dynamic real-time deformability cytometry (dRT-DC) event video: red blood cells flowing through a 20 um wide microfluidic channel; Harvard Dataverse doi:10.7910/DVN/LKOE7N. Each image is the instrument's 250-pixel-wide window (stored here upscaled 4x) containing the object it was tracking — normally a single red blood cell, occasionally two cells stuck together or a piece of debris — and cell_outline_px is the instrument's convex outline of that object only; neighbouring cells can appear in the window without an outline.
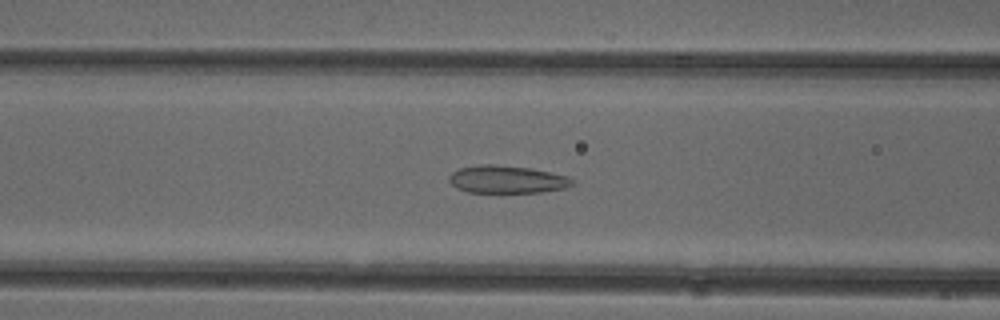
{"species": "common noctule bat (a hibernating species)", "species_latin": "Nyctalus noctula", "temperature_condition": "cold", "stored_images_in_passage": 39, "camera_frame_rate_fps": 3000, "um_per_image_px": 0.085, "animal": {"sex": "female"}, "frame": {"image": 1, "passage_image": 7, "time_ms": 2.0, "image_size_px": [1000, 320], "cell_outline_px": [[576, 180], [572, 184], [564, 188], [540, 192], [468, 192], [456, 188], [448, 180], [448, 176], [452, 172], [460, 168], [480, 164], [492, 164], [528, 168], [568, 176]], "centroid_in_image_um": [43.06, 15.25], "position_along_channel_um": 123.5, "area_um2": 19.71}}
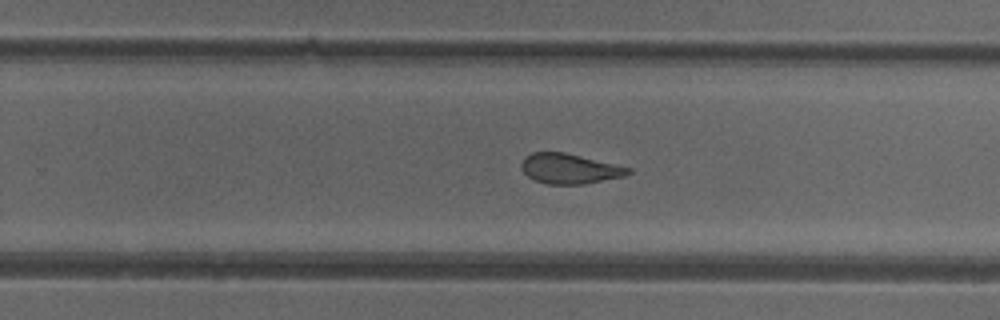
{"frame": {"image": 2, "passage_image": 19, "time_ms": 6.0, "image_size_px": [1000, 320], "cell_outline_px": [[632, 172], [624, 176], [584, 184], [548, 184], [536, 180], [528, 176], [524, 172], [520, 164], [524, 156], [532, 152], [564, 152], [632, 168]], "centroid_in_image_um": [48.4, 14.33], "position_along_channel_um": 281.4, "area_um2": 18.61}}
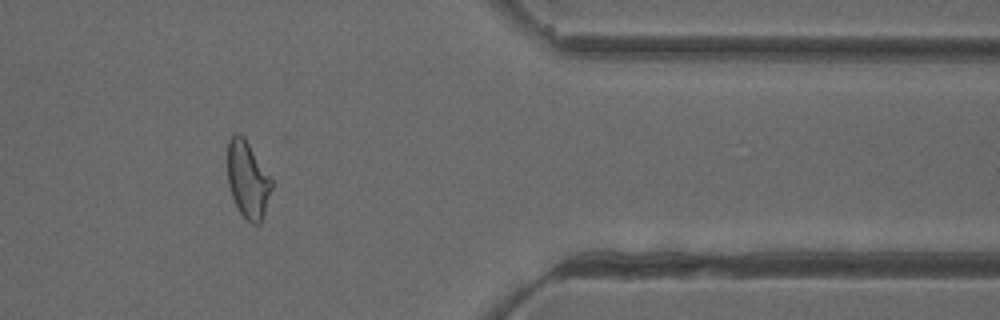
{"frame": {"image": 3, "passage_image": 29, "time_ms": 9.333, "image_size_px": [1000, 320], "cell_outline_px": [[272, 188], [260, 224], [252, 224], [240, 212], [232, 196], [228, 184], [228, 140], [236, 132], [244, 136], [272, 180]], "centroid_in_image_um": [21.05, 15.25], "position_along_channel_um": 390.4, "area_um2": 19.42}, "authors_computed_cell_mechanics": {"area_um2": 20.1722, "velocity_mm_per_s": 3.9508, "shape_relaxation_time_tau1_ms": null, "shape_relaxation_time_tau2_ms": 1.795, "deformation_change_tau1": null, "deformation_change_tau2": 0.0889}}